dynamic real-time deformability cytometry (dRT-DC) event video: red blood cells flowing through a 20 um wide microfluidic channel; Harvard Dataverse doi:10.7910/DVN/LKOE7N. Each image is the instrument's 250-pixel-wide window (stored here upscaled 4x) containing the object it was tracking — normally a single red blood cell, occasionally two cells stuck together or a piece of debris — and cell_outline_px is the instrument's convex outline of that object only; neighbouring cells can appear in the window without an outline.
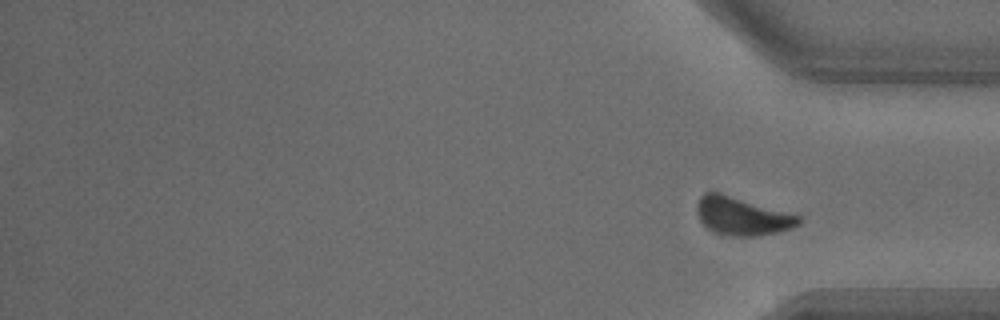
{"species": "common noctule bat (a hibernating species)", "species_latin": "Nyctalus noctula", "temperature_condition": "warm", "stored_images_in_passage": 36, "segment_of_instrument_passage": [2, 2], "camera_frame_rate_fps": 3000, "um_per_image_px": 0.085, "animal": {"sex": "male", "body_mass_g": 18.8}, "frame": {"image": 1, "passage_image": 36, "time_ms": 11.667, "image_size_px": [1000, 320], "cell_outline_px": [[804, 220], [800, 224], [792, 228], [776, 232], [756, 236], [732, 236], [716, 232], [708, 228], [700, 220], [696, 208], [696, 204], [700, 196], [704, 192], [720, 192], [800, 216]], "centroid_in_image_um": [63.08, 18.36], "position_along_channel_um": 372.1, "area_um2": 22.48}}